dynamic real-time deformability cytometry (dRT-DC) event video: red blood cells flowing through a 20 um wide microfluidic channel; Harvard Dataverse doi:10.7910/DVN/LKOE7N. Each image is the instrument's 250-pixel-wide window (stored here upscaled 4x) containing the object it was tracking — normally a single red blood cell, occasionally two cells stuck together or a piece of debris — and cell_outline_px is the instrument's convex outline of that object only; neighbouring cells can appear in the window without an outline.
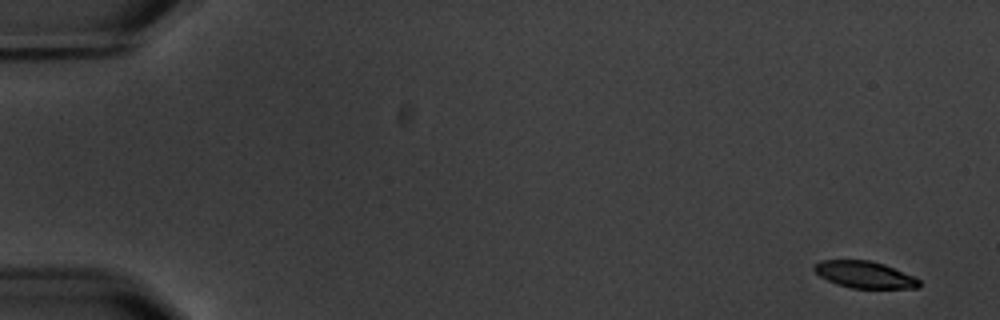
{"species": "common noctule bat (a hibernating species)", "species_latin": "Nyctalus noctula", "temperature_condition": "warm", "stored_images_in_passage": 5, "camera_frame_rate_fps": 3000, "um_per_image_px": 0.085, "animal": {"sex": "male", "body_mass_g": 20.1, "forearm_length_mm": 53.5}, "frame": {"image": 1, "passage_image": 1, "time_ms": 0.0, "image_size_px": [1000, 320], "cell_outline_px": [[920, 288], [852, 288], [836, 284], [820, 276], [812, 268], [812, 264], [820, 260], [868, 260], [884, 264], [916, 276], [920, 280]], "centroid_in_image_um": [73.5, 23.34], "position_along_channel_um": 11.5, "area_um2": 16.59}}
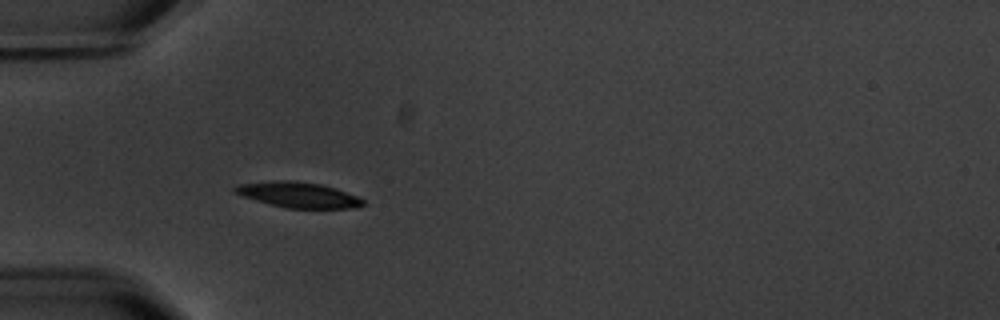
{"frame": {"image": 2, "passage_image": 4, "time_ms": 5.333, "image_size_px": [1000, 320], "cell_outline_px": [[364, 204], [356, 208], [284, 208], [268, 204], [244, 196], [236, 192], [232, 188], [240, 184], [272, 180], [288, 180], [320, 184], [336, 188], [356, 196], [364, 200]], "centroid_in_image_um": [25.36, 16.56], "position_along_channel_um": 59.6, "area_um2": 18.9}}